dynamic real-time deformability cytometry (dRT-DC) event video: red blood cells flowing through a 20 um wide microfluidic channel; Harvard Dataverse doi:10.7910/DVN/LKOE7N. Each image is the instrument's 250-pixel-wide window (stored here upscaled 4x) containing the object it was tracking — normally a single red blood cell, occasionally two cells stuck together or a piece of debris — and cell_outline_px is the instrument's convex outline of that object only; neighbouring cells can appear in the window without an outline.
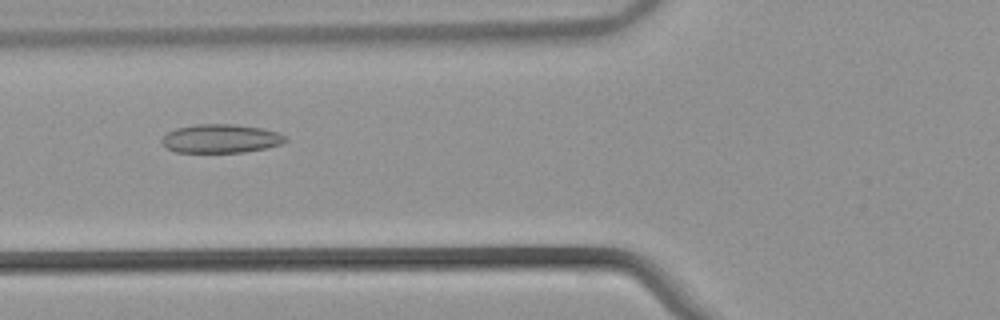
{"species": "common noctule bat (a hibernating species)", "species_latin": "Nyctalus noctula", "temperature_condition": "warm", "stored_images_in_passage": 53, "camera_frame_rate_fps": 3000, "um_per_image_px": 0.085, "animal": {"sex": "male", "body_mass_g": 21.5, "forearm_length_mm": 52.0}, "frame": {"image": 1, "passage_image": 21, "time_ms": 6.667, "image_size_px": [1000, 320], "cell_outline_px": [[288, 140], [284, 144], [244, 152], [176, 152], [168, 148], [160, 140], [168, 132], [176, 128], [196, 124], [232, 124], [264, 128], [276, 132], [284, 136]], "centroid_in_image_um": [18.79, 11.77], "position_along_channel_um": 107.0, "area_um2": 20.58}}
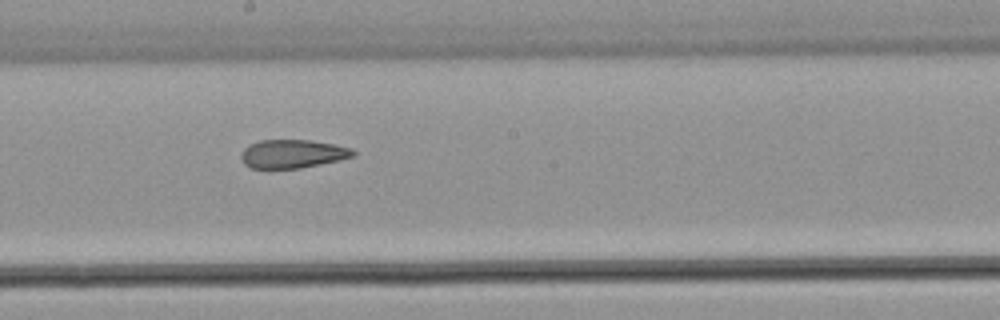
{"frame": {"image": 2, "passage_image": 30, "time_ms": 9.667, "image_size_px": [1000, 320], "cell_outline_px": [[356, 156], [340, 160], [300, 168], [252, 168], [244, 164], [240, 156], [240, 152], [248, 144], [260, 140], [308, 140], [332, 144], [352, 148], [356, 152]], "centroid_in_image_um": [24.86, 13.07], "position_along_channel_um": 223.3, "area_um2": 18.67}}
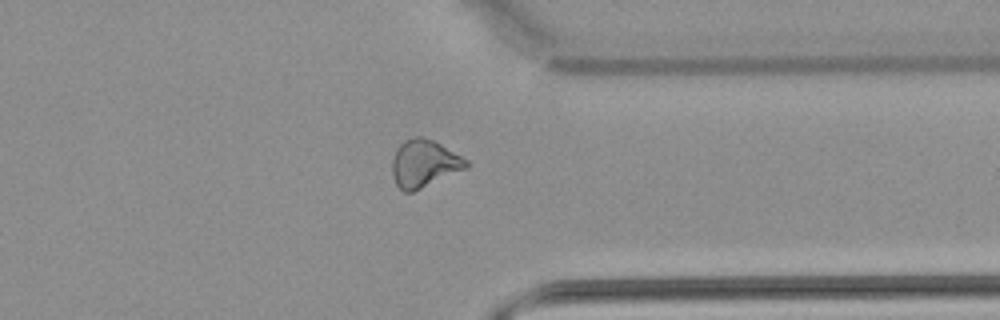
{"frame": {"image": 3, "passage_image": 42, "time_ms": 13.667, "image_size_px": [1000, 320], "cell_outline_px": [[468, 168], [412, 192], [404, 192], [396, 184], [392, 176], [392, 160], [396, 148], [404, 140], [412, 136], [420, 136], [432, 140], [440, 144], [468, 160]], "centroid_in_image_um": [36.03, 13.89], "position_along_channel_um": 375.4, "area_um2": 20.46}, "authors_computed_cell_mechanics": {"area_um2": 21.3282, "velocity_mm_per_s": 3.8722, "shape_relaxation_time_tau1_ms": null, "shape_relaxation_time_tau2_ms": 2.9998, "deformation_change_tau1": null, "deformation_change_tau2": 0.1086}}